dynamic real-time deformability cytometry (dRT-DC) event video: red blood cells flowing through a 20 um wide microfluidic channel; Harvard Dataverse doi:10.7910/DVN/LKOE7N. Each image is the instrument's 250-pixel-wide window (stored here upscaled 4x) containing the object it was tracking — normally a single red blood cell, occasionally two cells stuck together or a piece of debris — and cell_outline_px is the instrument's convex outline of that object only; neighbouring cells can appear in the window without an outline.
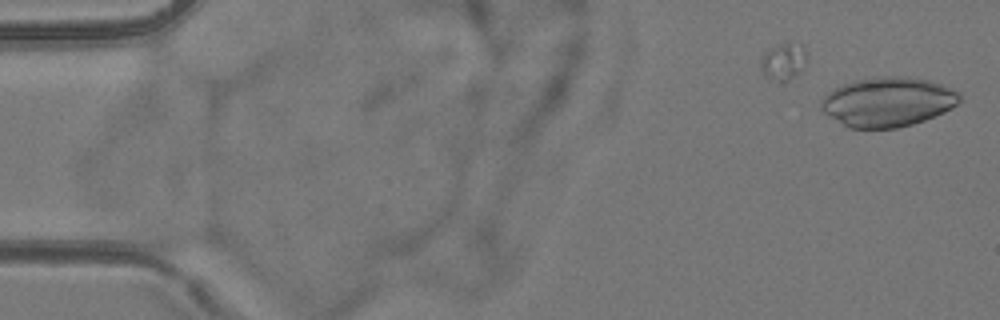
{"species": "common noctule bat (a hibernating species)", "species_latin": "Nyctalus noctula", "temperature_condition": "room temperature", "stored_images_in_passage": 23, "camera_frame_rate_fps": 3000, "um_per_image_px": 0.085, "animal": {"sex": "female", "body_mass_g": 24.6, "forearm_length_mm": 56.2}, "frame": {"image": 1, "passage_image": 1, "time_ms": 0.0, "image_size_px": [1000, 320], "cell_outline_px": [[960, 100], [952, 108], [944, 112], [924, 120], [912, 124], [896, 128], [848, 128], [824, 112], [820, 108], [820, 100], [828, 92], [844, 84], [856, 80], [872, 76], [908, 76], [928, 80], [952, 88], [960, 92]], "centroid_in_image_um": [75.46, 8.65], "position_along_channel_um": 9.5, "area_um2": 40.0}}